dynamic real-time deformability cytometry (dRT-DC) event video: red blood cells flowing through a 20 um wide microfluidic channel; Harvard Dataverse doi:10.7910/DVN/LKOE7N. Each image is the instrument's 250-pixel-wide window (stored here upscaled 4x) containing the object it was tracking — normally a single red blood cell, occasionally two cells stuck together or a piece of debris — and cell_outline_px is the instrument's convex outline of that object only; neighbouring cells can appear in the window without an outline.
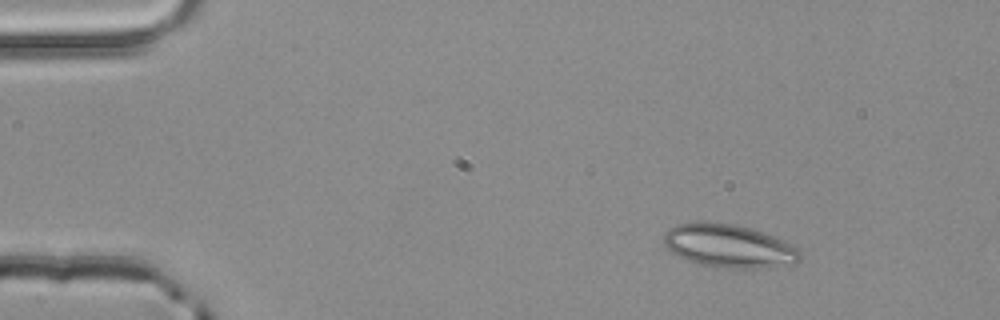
{"species": "common noctule bat (a hibernating species)", "species_latin": "Nyctalus noctula", "temperature_condition": "room temperature", "stored_images_in_passage": 3, "camera_frame_rate_fps": 3000, "um_per_image_px": 0.085, "animal": {"sex": "male", "body_mass_g": 20.4}, "frame": {"image": 1, "passage_image": 1, "time_ms": 0.0, "image_size_px": [1000, 320], "cell_outline_px": [[800, 260], [796, 264], [768, 268], [728, 268], [700, 264], [688, 260], [672, 252], [664, 244], [664, 232], [668, 228], [676, 224], [736, 224], [752, 228], [784, 240], [792, 244], [800, 252]], "centroid_in_image_um": [62.02, 20.94], "position_along_channel_um": 23.0, "area_um2": 33.93}}